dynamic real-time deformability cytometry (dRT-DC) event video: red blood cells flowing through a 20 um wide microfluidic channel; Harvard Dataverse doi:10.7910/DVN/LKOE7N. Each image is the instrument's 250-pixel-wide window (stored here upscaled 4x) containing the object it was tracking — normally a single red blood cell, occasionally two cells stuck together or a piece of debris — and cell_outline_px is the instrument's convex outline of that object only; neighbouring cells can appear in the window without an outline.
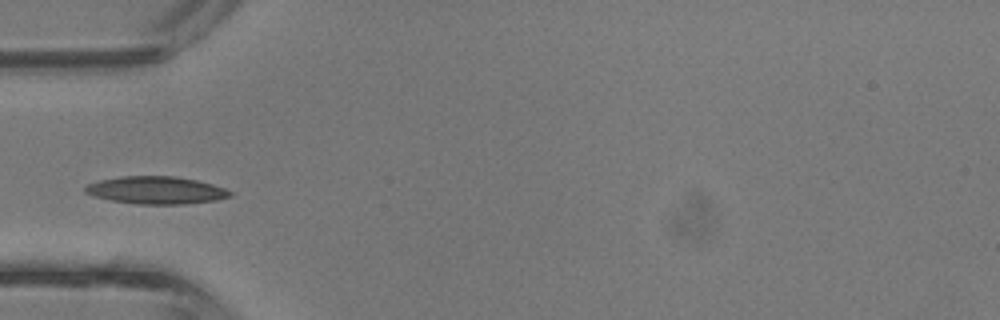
{"species": "common noctule bat (a hibernating species)", "species_latin": "Nyctalus noctula", "temperature_condition": "room temperature", "stored_images_in_passage": 30, "camera_frame_rate_fps": 3000, "um_per_image_px": 0.085, "animal": {"sex": "male", "body_mass_g": 13.3}, "frame": {"image": 1, "passage_image": 1, "time_ms": 0.0, "image_size_px": [1000, 320], "cell_outline_px": [[232, 196], [216, 200], [188, 204], [136, 204], [112, 200], [92, 196], [84, 192], [84, 188], [88, 184], [100, 180], [120, 176], [176, 176], [196, 180], [212, 184], [224, 188], [232, 192]], "centroid_in_image_um": [13.27, 16.17], "position_along_channel_um": 71.7, "area_um2": 23.29}}
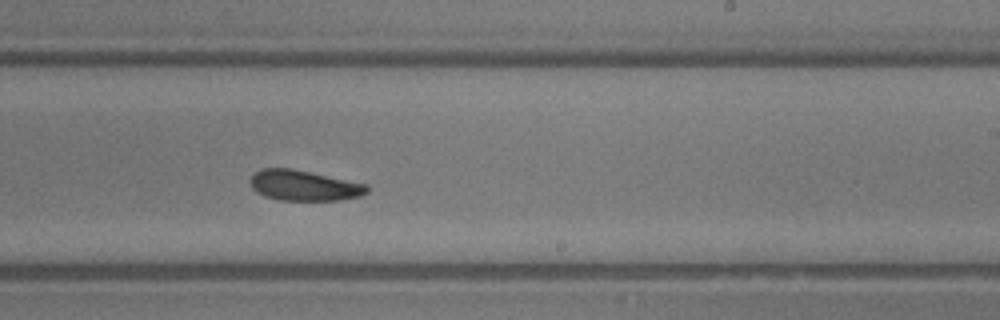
{"frame": {"image": 2, "passage_image": 13, "time_ms": 4.0, "image_size_px": [1000, 320], "cell_outline_px": [[368, 192], [360, 196], [340, 200], [280, 200], [264, 196], [252, 188], [252, 176], [256, 172], [264, 168], [288, 168], [368, 184]], "centroid_in_image_um": [25.87, 15.78], "position_along_channel_um": 263.1, "area_um2": 20.35}}
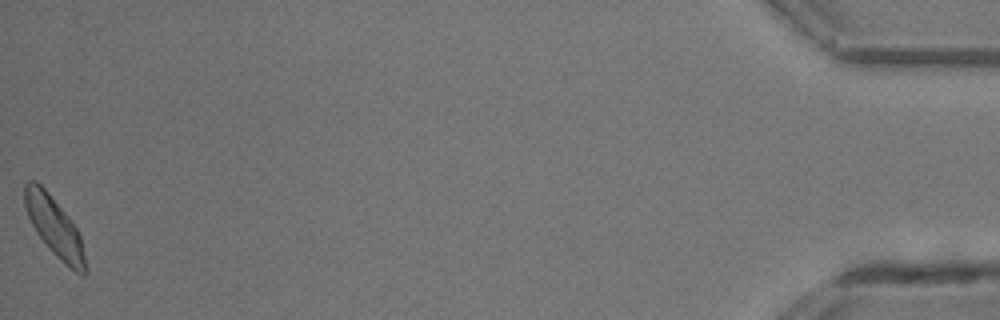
{"frame": {"image": 3, "passage_image": 30, "time_ms": 9.667, "image_size_px": [1000, 320], "cell_outline_px": [[88, 272], [84, 276], [80, 276], [64, 264], [56, 256], [36, 232], [28, 216], [24, 204], [24, 184], [28, 180], [36, 180], [48, 192], [72, 220], [80, 236], [88, 268]], "centroid_in_image_um": [4.66, 19.31], "position_along_channel_um": 430.5, "area_um2": 21.15}, "authors_computed_cell_mechanics": {"area_um2": 20.7502, "velocity_mm_per_s": 4.7788, "shape_relaxation_time_tau1_ms": 2.0974, "shape_relaxation_time_tau2_ms": 3.4926, "deformation_change_tau1": 0.1016, "deformation_change_tau2": 0.0932}}